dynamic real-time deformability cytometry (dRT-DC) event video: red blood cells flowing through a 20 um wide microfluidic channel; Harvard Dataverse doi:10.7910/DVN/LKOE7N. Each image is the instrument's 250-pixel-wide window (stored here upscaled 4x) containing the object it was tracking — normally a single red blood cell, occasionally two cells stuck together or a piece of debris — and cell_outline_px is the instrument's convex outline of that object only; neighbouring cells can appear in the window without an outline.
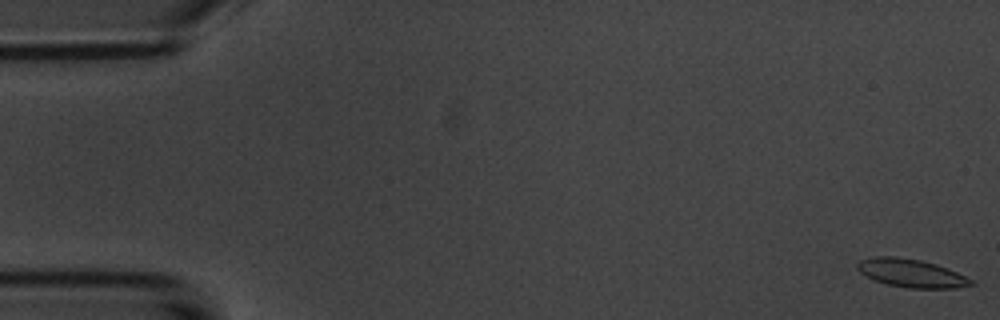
{"species": "common noctule bat (a hibernating species)", "species_latin": "Nyctalus noctula", "temperature_condition": "room temperature", "stored_images_in_passage": 55, "camera_frame_rate_fps": 3000, "um_per_image_px": 0.085, "animal": {"sex": "male", "body_mass_g": 20.1, "forearm_length_mm": 53.5}, "frame": {"image": 1, "passage_image": 1, "time_ms": 0.0, "image_size_px": [1000, 320], "cell_outline_px": [[976, 284], [956, 288], [908, 288], [888, 284], [872, 280], [860, 272], [856, 268], [856, 264], [860, 260], [872, 256], [892, 256], [920, 260], [936, 264], [948, 268], [972, 280]], "centroid_in_image_um": [77.42, 23.22], "position_along_channel_um": 7.6, "area_um2": 18.73}}
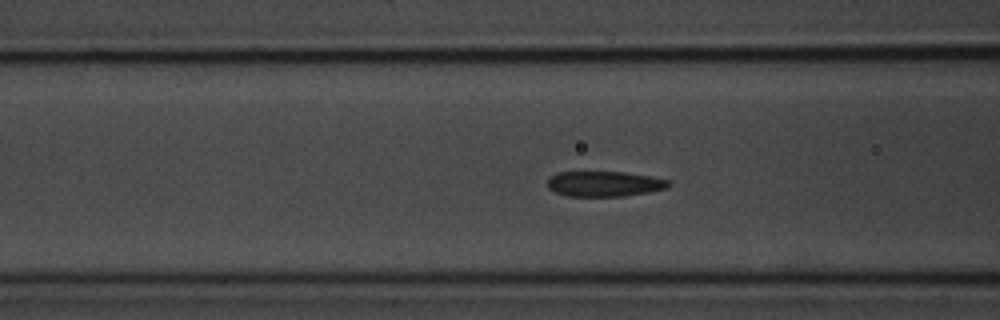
{"frame": {"image": 2, "passage_image": 21, "time_ms": 6.667, "image_size_px": [1000, 320], "cell_outline_px": [[672, 184], [668, 188], [648, 192], [624, 196], [568, 196], [556, 192], [548, 188], [548, 180], [556, 172], [624, 172], [652, 176], [668, 180]], "centroid_in_image_um": [51.4, 15.62], "position_along_channel_um": 115.2, "area_um2": 17.86}}
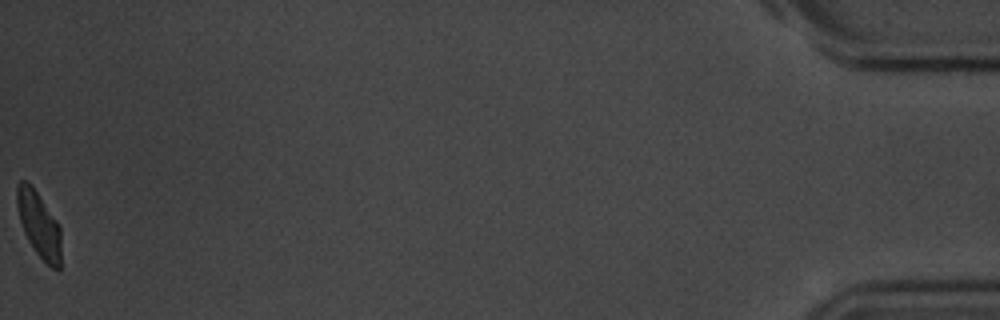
{"frame": {"image": 3, "passage_image": 55, "time_ms": 18.0, "image_size_px": [1000, 320], "cell_outline_px": [[60, 268], [52, 268], [36, 252], [28, 240], [24, 232], [20, 220], [16, 204], [16, 188], [20, 180], [28, 180], [32, 184], [60, 224]], "centroid_in_image_um": [3.3, 19.0], "position_along_channel_um": 431.9, "area_um2": 16.99}, "authors_computed_cell_mechanics": {"area_um2": 18.496, "velocity_mm_per_s": 3.6805, "shape_relaxation_time_tau1_ms": 4.3659, "shape_relaxation_time_tau2_ms": 1.3829, "deformation_change_tau1": 0.1296, "deformation_change_tau2": 0.0535}}